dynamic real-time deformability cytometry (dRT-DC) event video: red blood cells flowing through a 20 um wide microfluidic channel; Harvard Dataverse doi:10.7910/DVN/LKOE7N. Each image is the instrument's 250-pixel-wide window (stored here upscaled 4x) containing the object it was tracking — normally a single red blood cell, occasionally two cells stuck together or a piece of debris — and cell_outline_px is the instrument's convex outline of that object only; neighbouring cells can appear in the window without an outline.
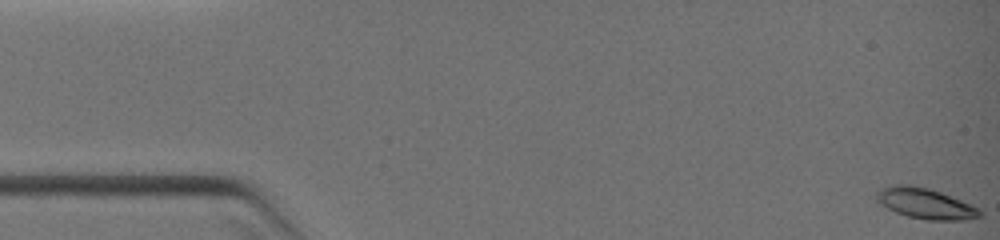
{"species": "common noctule bat (a hibernating species)", "species_latin": "Nyctalus noctula", "temperature_condition": "warm", "stored_images_in_passage": 7, "camera_frame_rate_fps": 3000, "um_per_image_px": 0.085, "animal": {"sex": "female", "body_mass_g": 19.0, "forearm_length_mm": 51.5}, "frame": {"image": 1, "passage_image": 1, "time_ms": 0.0, "image_size_px": [1000, 240], "cell_outline_px": [[984, 216], [964, 220], [928, 220], [908, 216], [896, 212], [880, 204], [876, 200], [876, 192], [880, 188], [892, 184], [908, 184], [928, 188], [940, 192], [972, 204], [980, 208], [984, 212]], "centroid_in_image_um": [78.69, 17.29], "position_along_channel_um": 6.3, "area_um2": 18.67}}